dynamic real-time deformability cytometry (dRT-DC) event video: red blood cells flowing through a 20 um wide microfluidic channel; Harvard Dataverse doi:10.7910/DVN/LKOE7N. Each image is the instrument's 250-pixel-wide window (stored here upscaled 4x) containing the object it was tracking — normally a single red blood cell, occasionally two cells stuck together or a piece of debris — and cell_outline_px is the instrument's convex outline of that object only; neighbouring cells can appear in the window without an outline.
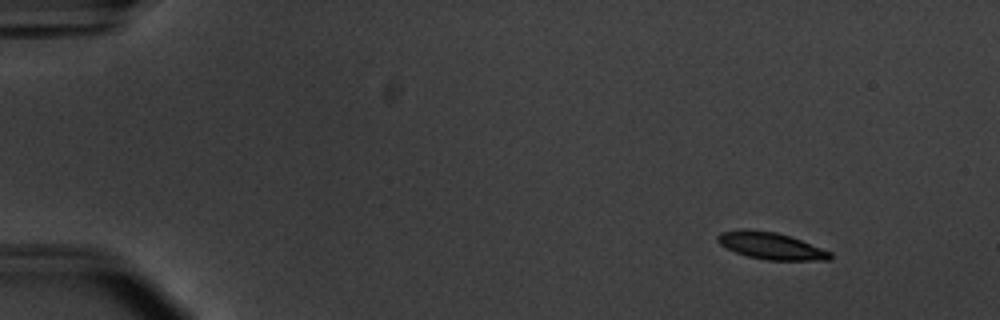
{"species": "common noctule bat (a hibernating species)", "species_latin": "Nyctalus noctula", "temperature_condition": "warm", "stored_images_in_passage": 51, "segment_of_instrument_passage": [1, 2], "camera_frame_rate_fps": 3000, "um_per_image_px": 0.085, "animal": {"sex": "male", "body_mass_g": 20.1, "forearm_length_mm": 53.5}, "frame": {"image": 1, "passage_image": 1, "time_ms": 0.0, "image_size_px": [1000, 320], "cell_outline_px": [[832, 260], [768, 260], [748, 256], [736, 252], [720, 244], [716, 240], [716, 236], [720, 232], [740, 228], [748, 228], [776, 232], [800, 240], [832, 252]], "centroid_in_image_um": [65.5, 20.88], "position_along_channel_um": 19.5, "area_um2": 17.69}}
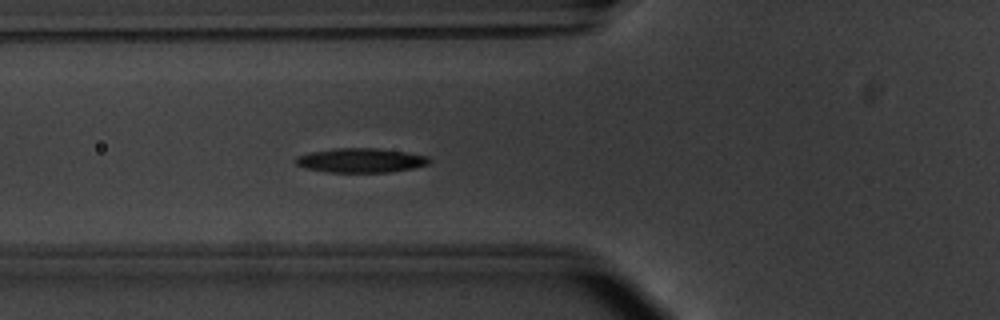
{"frame": {"image": 2, "passage_image": 16, "time_ms": 5.0, "image_size_px": [1000, 320], "cell_outline_px": [[432, 160], [428, 164], [412, 168], [392, 172], [328, 172], [304, 168], [296, 164], [296, 156], [312, 152], [336, 148], [376, 148], [404, 152], [428, 156]], "centroid_in_image_um": [30.67, 13.63], "position_along_channel_um": 95.1, "area_um2": 18.84}}
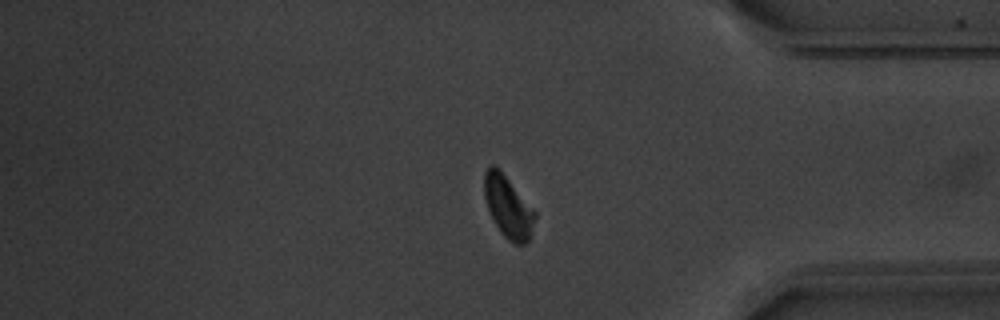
{"frame": {"image": 3, "passage_image": 41, "time_ms": 13.333, "image_size_px": [1000, 320], "cell_outline_px": [[536, 216], [528, 240], [524, 244], [512, 244], [500, 232], [488, 212], [484, 196], [484, 172], [488, 164], [496, 164], [500, 168], [536, 212]], "centroid_in_image_um": [43.15, 17.53], "position_along_channel_um": 392.1, "area_um2": 18.55}}